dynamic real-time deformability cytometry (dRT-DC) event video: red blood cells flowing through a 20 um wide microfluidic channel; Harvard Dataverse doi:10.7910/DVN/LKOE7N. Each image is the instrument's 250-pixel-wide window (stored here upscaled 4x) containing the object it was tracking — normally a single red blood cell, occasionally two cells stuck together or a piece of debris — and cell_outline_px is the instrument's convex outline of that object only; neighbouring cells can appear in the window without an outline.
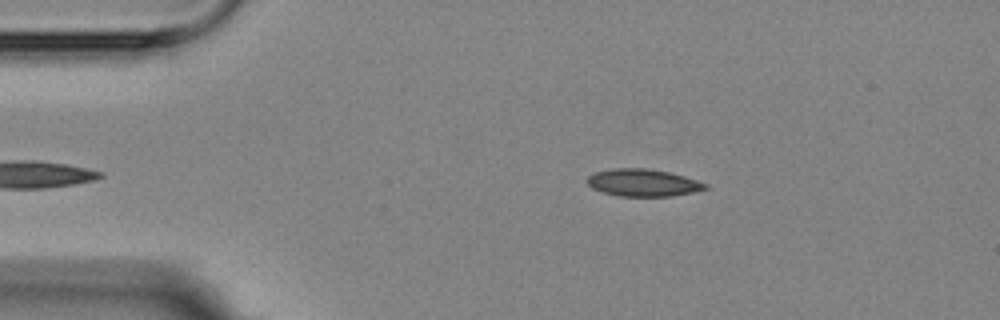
{"species": "Egyptian fruit bat (a non-hibernating species)", "species_latin": "Rousettus aegyptiacus", "temperature_condition": "room temperature", "stored_images_in_passage": 4, "camera_frame_rate_fps": 3000, "um_per_image_px": 0.085, "animal": {"sex": "female"}, "frame": {"image": 1, "passage_image": 4, "time_ms": 5.0, "image_size_px": [1000, 320], "cell_outline_px": [[708, 188], [692, 192], [672, 196], [620, 196], [604, 192], [592, 188], [588, 184], [588, 176], [596, 172], [612, 168], [648, 168], [668, 172], [684, 176], [708, 184]], "centroid_in_image_um": [54.66, 15.52], "position_along_channel_um": 30.3, "area_um2": 18.61}}